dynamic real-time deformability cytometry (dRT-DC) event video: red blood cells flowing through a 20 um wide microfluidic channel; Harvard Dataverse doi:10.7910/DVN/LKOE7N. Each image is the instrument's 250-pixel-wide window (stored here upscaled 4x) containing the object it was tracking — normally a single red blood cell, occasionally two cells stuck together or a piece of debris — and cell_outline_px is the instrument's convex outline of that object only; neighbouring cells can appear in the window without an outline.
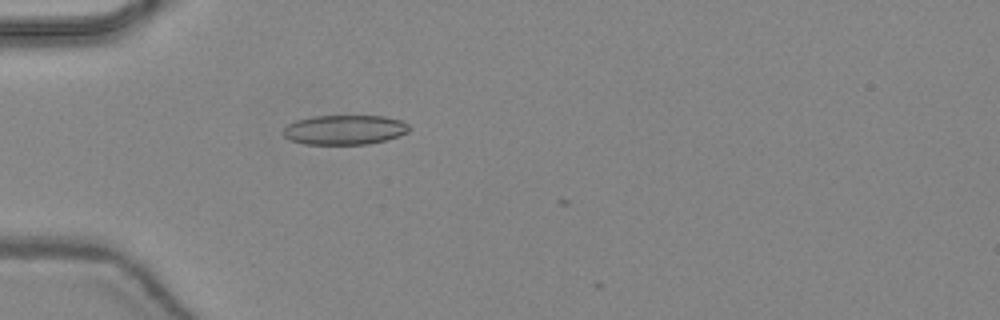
{"species": "common noctule bat (a hibernating species)", "species_latin": "Nyctalus noctula", "temperature_condition": "warm", "stored_images_in_passage": 6, "camera_frame_rate_fps": 3000, "um_per_image_px": 0.085, "animal": {"sex": "female", "body_mass_g": 24.6, "forearm_length_mm": 56.2}, "frame": {"image": 1, "passage_image": 2, "time_ms": 0.333, "image_size_px": [1000, 320], "cell_outline_px": [[412, 128], [408, 132], [384, 140], [368, 144], [304, 144], [292, 140], [284, 136], [280, 132], [288, 124], [296, 120], [312, 116], [384, 116], [404, 120]], "centroid_in_image_um": [29.3, 11.02], "position_along_channel_um": 55.7, "area_um2": 21.85}}
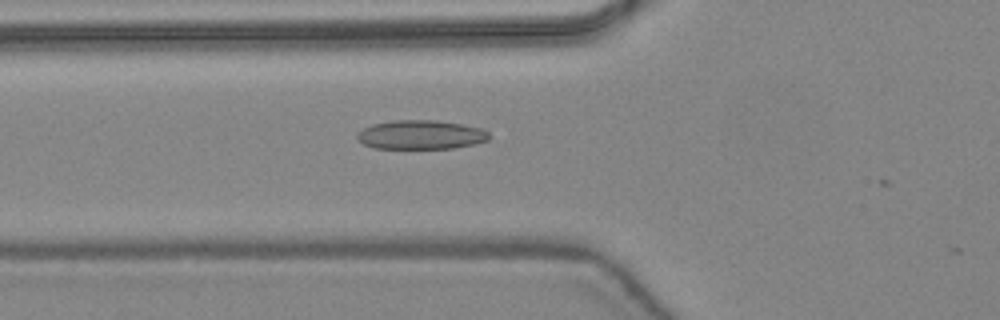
{"frame": {"image": 2, "passage_image": 5, "time_ms": 1.333, "image_size_px": [1000, 320], "cell_outline_px": [[488, 140], [476, 144], [456, 148], [376, 148], [364, 144], [356, 136], [364, 128], [372, 124], [392, 120], [436, 120], [460, 124], [480, 128], [488, 132]], "centroid_in_image_um": [35.79, 11.45], "position_along_channel_um": 90.0, "area_um2": 22.14}}